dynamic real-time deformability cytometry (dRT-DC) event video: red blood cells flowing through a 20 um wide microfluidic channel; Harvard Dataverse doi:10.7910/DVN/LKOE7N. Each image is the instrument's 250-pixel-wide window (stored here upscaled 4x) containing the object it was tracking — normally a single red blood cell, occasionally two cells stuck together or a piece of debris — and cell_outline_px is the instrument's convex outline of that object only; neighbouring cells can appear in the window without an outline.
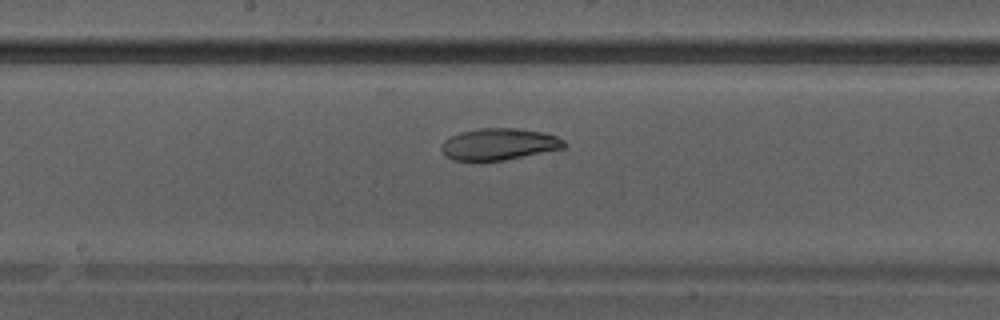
{"species": "Egyptian fruit bat (a non-hibernating species)", "species_latin": "Rousettus aegyptiacus", "temperature_condition": "warm", "stored_images_in_passage": 29, "camera_frame_rate_fps": 3000, "um_per_image_px": 0.085, "animal": {"sex": "male"}, "frame": {"image": 1, "passage_image": 17, "time_ms": 5.333, "image_size_px": [1000, 320], "cell_outline_px": [[568, 144], [564, 148], [504, 160], [452, 160], [444, 156], [440, 148], [440, 144], [444, 140], [460, 132], [480, 128], [516, 128], [544, 132], [556, 136], [564, 140]], "centroid_in_image_um": [42.4, 12.25], "position_along_channel_um": 205.8, "area_um2": 22.72}}
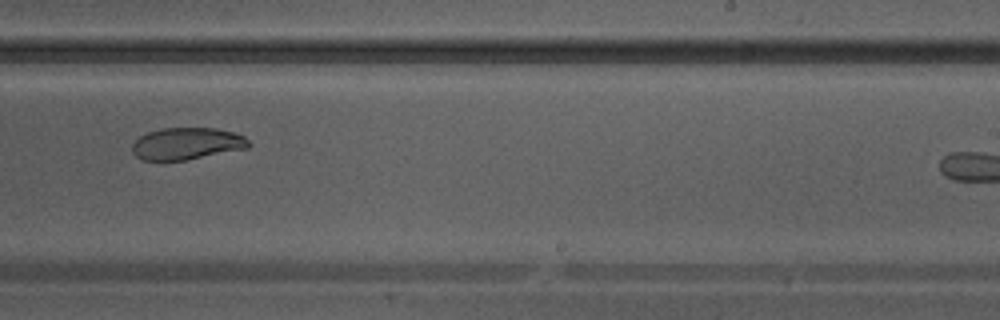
{"frame": {"image": 2, "passage_image": 21, "time_ms": 6.667, "image_size_px": [1000, 320], "cell_outline_px": [[252, 144], [248, 148], [188, 160], [140, 160], [132, 152], [132, 144], [140, 136], [148, 132], [164, 128], [216, 128], [232, 132], [244, 136]], "centroid_in_image_um": [15.89, 12.22], "position_along_channel_um": 273.1, "area_um2": 21.79}}